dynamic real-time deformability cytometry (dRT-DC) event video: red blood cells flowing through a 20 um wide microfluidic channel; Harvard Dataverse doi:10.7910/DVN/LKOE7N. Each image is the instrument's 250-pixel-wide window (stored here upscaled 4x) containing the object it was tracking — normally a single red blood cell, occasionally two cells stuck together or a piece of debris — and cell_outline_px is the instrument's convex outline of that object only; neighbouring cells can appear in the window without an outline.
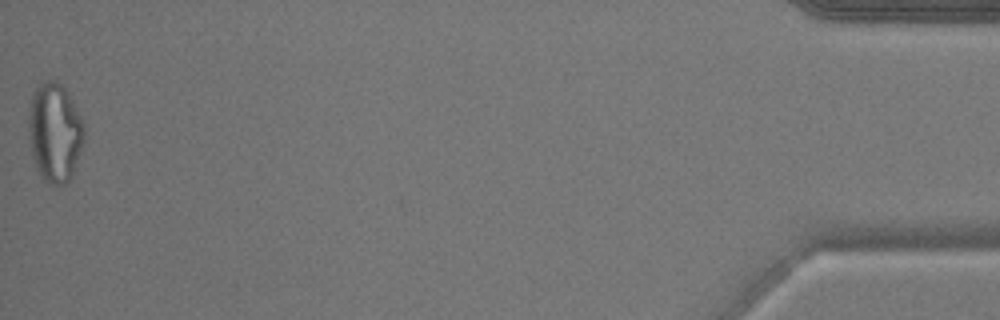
{"species": "common noctule bat (a hibernating species)", "species_latin": "Nyctalus noctula", "temperature_condition": "warm", "stored_images_in_passage": 49, "camera_frame_rate_fps": 3000, "um_per_image_px": 0.085, "animal": {"sex": "male", "body_mass_g": 17.9}, "frame": {"image": 1, "passage_image": 49, "time_ms": 16.0, "image_size_px": [1000, 320], "cell_outline_px": [[84, 140], [72, 176], [68, 184], [52, 188], [40, 176], [36, 168], [32, 156], [28, 128], [28, 116], [32, 92], [40, 84], [48, 80], [56, 80], [68, 92], [84, 120]], "centroid_in_image_um": [4.66, 11.3], "position_along_channel_um": 430.5, "area_um2": 32.77}}